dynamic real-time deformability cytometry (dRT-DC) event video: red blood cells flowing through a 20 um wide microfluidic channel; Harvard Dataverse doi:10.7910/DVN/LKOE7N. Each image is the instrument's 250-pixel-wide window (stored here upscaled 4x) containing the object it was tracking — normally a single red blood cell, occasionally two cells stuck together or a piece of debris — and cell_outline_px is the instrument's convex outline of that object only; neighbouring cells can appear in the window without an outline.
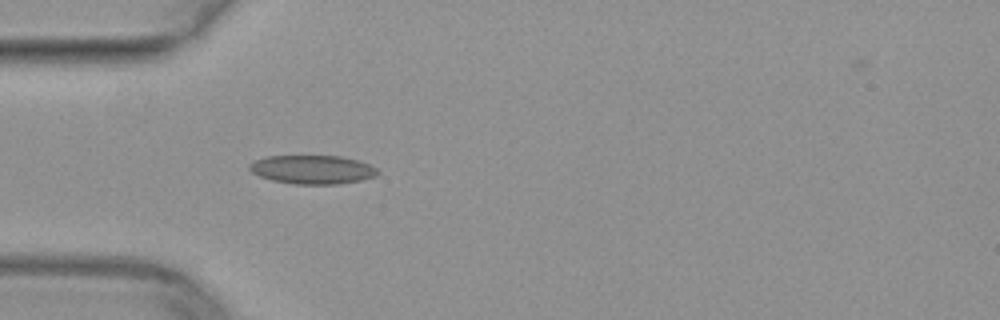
{"species": "common noctule bat (a hibernating species)", "species_latin": "Nyctalus noctula", "temperature_condition": "warm", "stored_images_in_passage": 40, "camera_frame_rate_fps": 3000, "um_per_image_px": 0.085, "animal": {"sex": "female", "body_mass_g": 29.2, "forearm_length_mm": 56.3}, "frame": {"image": 1, "passage_image": 5, "time_ms": 1.333, "image_size_px": [1000, 320], "cell_outline_px": [[380, 172], [376, 176], [360, 180], [340, 184], [292, 184], [272, 180], [260, 176], [252, 172], [248, 168], [248, 164], [256, 160], [268, 156], [340, 156], [360, 160], [376, 168]], "centroid_in_image_um": [26.57, 14.41], "position_along_channel_um": 58.4, "area_um2": 21.5}}
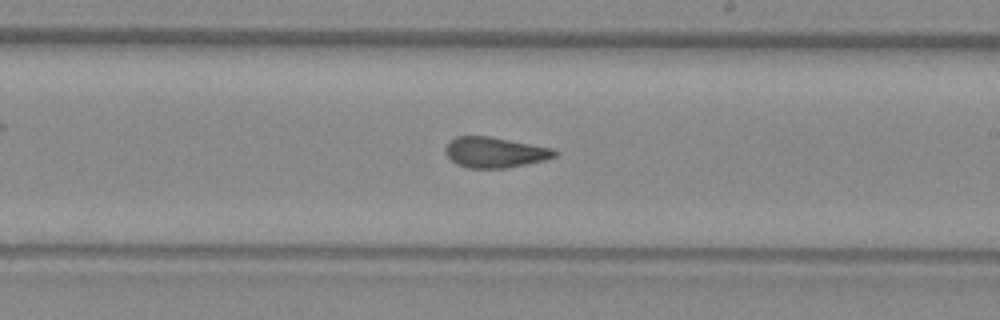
{"frame": {"image": 2, "passage_image": 19, "time_ms": 6.0, "image_size_px": [1000, 320], "cell_outline_px": [[560, 152], [556, 156], [544, 160], [504, 168], [468, 168], [456, 164], [444, 152], [444, 148], [456, 136], [488, 136], [552, 148]], "centroid_in_image_um": [42.05, 12.95], "position_along_channel_um": 246.9, "area_um2": 19.25}}
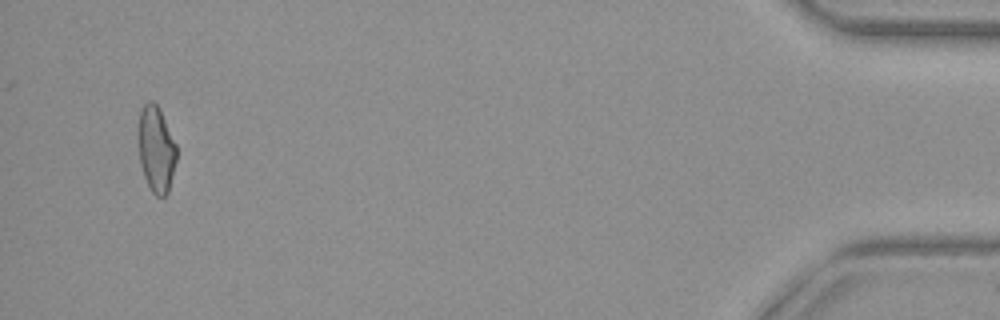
{"frame": {"image": 3, "passage_image": 38, "time_ms": 12.333, "image_size_px": [1000, 320], "cell_outline_px": [[176, 160], [168, 192], [164, 196], [156, 196], [152, 192], [144, 176], [140, 164], [136, 140], [136, 132], [140, 108], [148, 100], [152, 100], [156, 104], [176, 144]], "centroid_in_image_um": [13.21, 12.65], "position_along_channel_um": 422.0, "area_um2": 19.42}}